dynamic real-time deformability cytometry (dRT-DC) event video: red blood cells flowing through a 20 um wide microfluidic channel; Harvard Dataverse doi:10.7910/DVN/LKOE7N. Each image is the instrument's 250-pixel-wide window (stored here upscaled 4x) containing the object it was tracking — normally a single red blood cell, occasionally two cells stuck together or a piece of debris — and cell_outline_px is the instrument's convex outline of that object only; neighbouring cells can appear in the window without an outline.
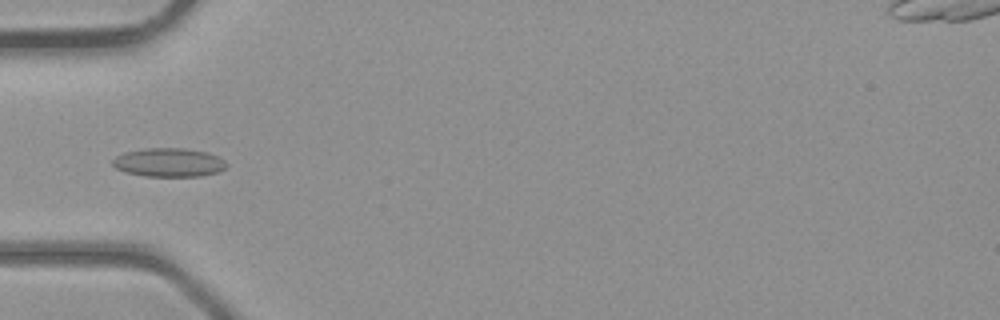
{"species": "common noctule bat (a hibernating species)", "species_latin": "Nyctalus noctula", "temperature_condition": "room temperature", "stored_images_in_passage": 3, "camera_frame_rate_fps": 3000, "um_per_image_px": 0.085, "animal": {"sex": "male", "body_mass_g": 23.1, "forearm_length_mm": 52.7}, "frame": {"image": 1, "passage_image": 3, "time_ms": 2.333, "image_size_px": [1000, 320], "cell_outline_px": [[228, 164], [224, 168], [216, 172], [200, 176], [144, 176], [124, 172], [116, 168], [112, 164], [112, 160], [116, 156], [124, 152], [144, 148], [184, 148], [208, 152], [224, 160]], "centroid_in_image_um": [14.32, 13.8], "position_along_channel_um": 70.7, "area_um2": 19.07}}